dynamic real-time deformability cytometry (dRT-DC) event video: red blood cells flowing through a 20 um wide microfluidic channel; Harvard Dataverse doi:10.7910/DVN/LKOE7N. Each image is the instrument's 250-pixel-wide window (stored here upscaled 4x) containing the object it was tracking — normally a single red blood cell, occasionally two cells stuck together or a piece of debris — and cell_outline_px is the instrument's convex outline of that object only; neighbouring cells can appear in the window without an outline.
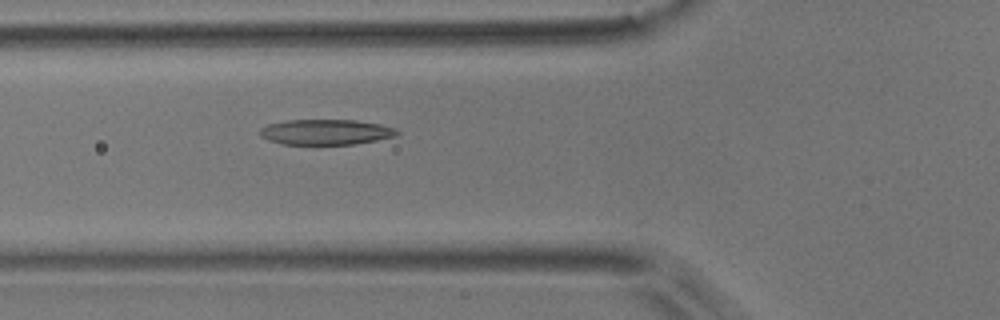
{"species": "common noctule bat (a hibernating species)", "species_latin": "Nyctalus noctula", "temperature_condition": "room temperature", "stored_images_in_passage": 6, "camera_frame_rate_fps": 3000, "um_per_image_px": 0.085, "animal": {"sex": "male", "body_mass_g": 17.9}, "frame": {"image": 1, "passage_image": 6, "time_ms": 1.667, "image_size_px": [1000, 320], "cell_outline_px": [[400, 132], [396, 136], [356, 144], [284, 144], [268, 140], [260, 136], [260, 128], [268, 124], [288, 120], [356, 120], [380, 124], [396, 128]], "centroid_in_image_um": [27.71, 11.22], "position_along_channel_um": 98.1, "area_um2": 20.29}}